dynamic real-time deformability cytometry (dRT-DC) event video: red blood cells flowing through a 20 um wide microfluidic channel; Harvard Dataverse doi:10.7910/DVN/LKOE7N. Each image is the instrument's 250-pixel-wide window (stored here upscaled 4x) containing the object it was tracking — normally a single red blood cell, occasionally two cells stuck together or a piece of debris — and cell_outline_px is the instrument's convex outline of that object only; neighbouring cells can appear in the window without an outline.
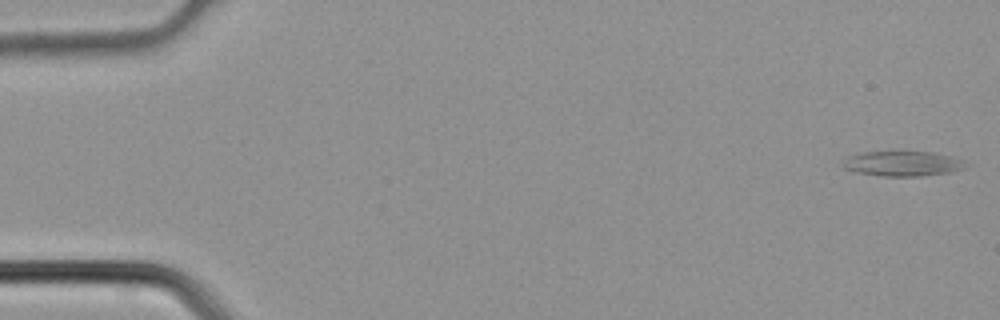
{"species": "common noctule bat (a hibernating species)", "species_latin": "Nyctalus noctula", "temperature_condition": "cold", "stored_images_in_passage": 3, "camera_frame_rate_fps": 3000, "um_per_image_px": 0.085, "animal": {"sex": "male", "body_mass_g": 21.5, "forearm_length_mm": 52.0}, "frame": {"image": 1, "passage_image": 1, "time_ms": 0.0, "image_size_px": [1000, 320], "cell_outline_px": [[960, 168], [948, 172], [920, 176], [884, 176], [860, 172], [844, 168], [844, 160], [848, 156], [864, 152], [932, 152], [948, 156], [960, 160]], "centroid_in_image_um": [76.62, 13.9], "position_along_channel_um": 8.4, "area_um2": 16.99}}
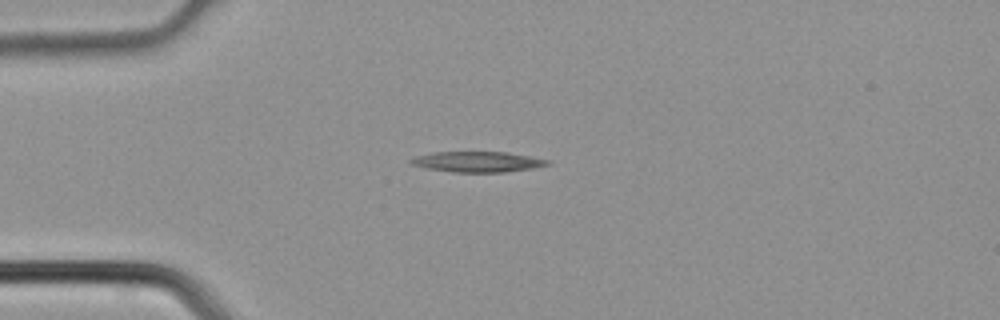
{"frame": {"image": 2, "passage_image": 3, "time_ms": 0.667, "image_size_px": [1000, 320], "cell_outline_px": [[552, 164], [532, 168], [504, 172], [452, 172], [428, 168], [412, 164], [408, 160], [416, 156], [432, 152], [508, 152], [552, 160]], "centroid_in_image_um": [40.65, 13.74], "position_along_channel_um": 44.4, "area_um2": 16.36}}